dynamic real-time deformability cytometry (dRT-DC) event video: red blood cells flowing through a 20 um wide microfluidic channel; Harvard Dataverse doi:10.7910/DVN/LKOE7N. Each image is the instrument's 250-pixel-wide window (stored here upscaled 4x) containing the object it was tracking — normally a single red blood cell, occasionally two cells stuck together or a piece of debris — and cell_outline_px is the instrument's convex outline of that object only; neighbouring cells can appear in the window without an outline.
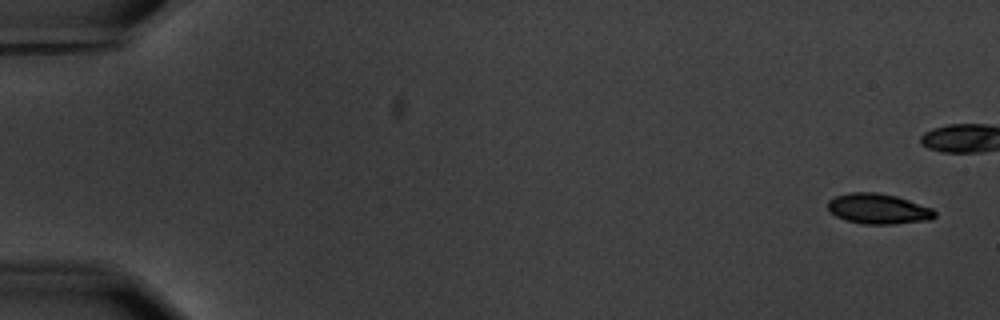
{"species": "common noctule bat (a hibernating species)", "species_latin": "Nyctalus noctula", "temperature_condition": "warm", "stored_images_in_passage": 7, "camera_frame_rate_fps": 3000, "um_per_image_px": 0.085, "animal": {"sex": "male", "body_mass_g": 20.1, "forearm_length_mm": 53.5}, "frame": {"image": 1, "passage_image": 1, "time_ms": 0.0, "image_size_px": [1000, 320], "cell_outline_px": [[936, 216], [932, 220], [892, 224], [864, 224], [844, 220], [828, 212], [828, 200], [836, 196], [848, 192], [876, 192], [896, 196], [932, 208], [936, 212]], "centroid_in_image_um": [74.64, 17.75], "position_along_channel_um": 10.4, "area_um2": 19.07}}
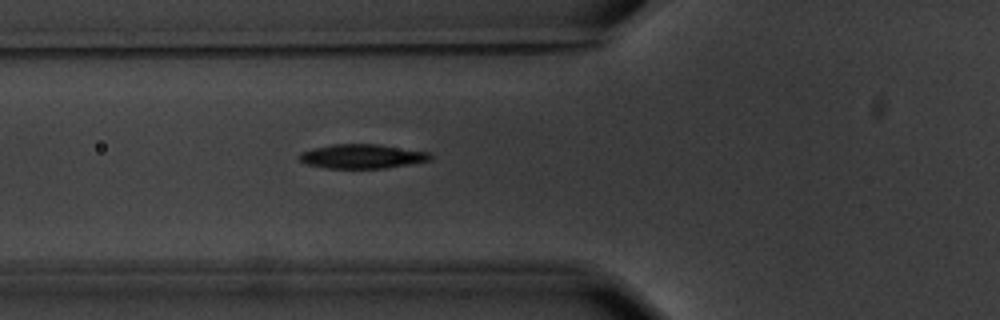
{"frame": {"image": 2, "passage_image": 7, "time_ms": 8.0, "image_size_px": [1000, 320], "cell_outline_px": [[432, 160], [384, 168], [324, 168], [304, 164], [296, 156], [300, 152], [312, 148], [332, 144], [376, 144], [428, 152], [432, 156]], "centroid_in_image_um": [30.7, 13.29], "position_along_channel_um": 95.1, "area_um2": 18.55}}